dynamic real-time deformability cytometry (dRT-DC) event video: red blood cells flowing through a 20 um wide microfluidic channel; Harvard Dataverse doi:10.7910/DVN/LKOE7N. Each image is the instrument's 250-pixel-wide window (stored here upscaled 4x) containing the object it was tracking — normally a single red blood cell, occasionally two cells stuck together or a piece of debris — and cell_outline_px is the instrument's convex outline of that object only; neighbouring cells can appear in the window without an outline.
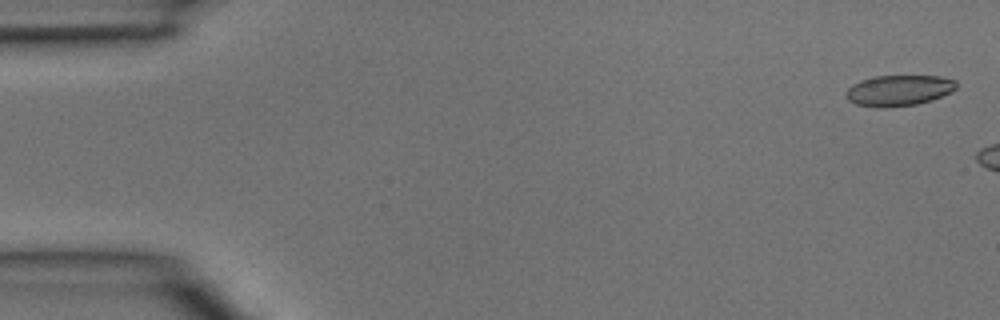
{"species": "common noctule bat (a hibernating species)", "species_latin": "Nyctalus noctula", "temperature_condition": "room temperature", "stored_images_in_passage": 5, "camera_frame_rate_fps": 3000, "um_per_image_px": 0.085, "animal": {"sex": "male", "body_mass_g": 15.6}, "frame": {"image": 1, "passage_image": 5, "time_ms": 1.333, "image_size_px": [1000, 320], "cell_outline_px": [[956, 88], [932, 100], [916, 104], [884, 108], [856, 104], [848, 100], [844, 96], [844, 92], [852, 84], [860, 80], [876, 76], [940, 76], [956, 80]], "centroid_in_image_um": [76.34, 7.68], "position_along_channel_um": 8.7, "area_um2": 19.77}}